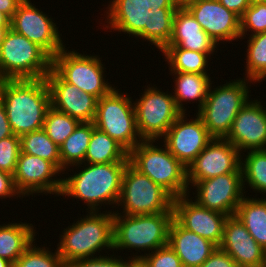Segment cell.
I'll return each mask as SVG.
<instances>
[{"label": "cell", "mask_w": 266, "mask_h": 267, "mask_svg": "<svg viewBox=\"0 0 266 267\" xmlns=\"http://www.w3.org/2000/svg\"><path fill=\"white\" fill-rule=\"evenodd\" d=\"M0 98L16 136L43 128L51 95L46 78L0 80Z\"/></svg>", "instance_id": "6da1fadb"}, {"label": "cell", "mask_w": 266, "mask_h": 267, "mask_svg": "<svg viewBox=\"0 0 266 267\" xmlns=\"http://www.w3.org/2000/svg\"><path fill=\"white\" fill-rule=\"evenodd\" d=\"M129 162L104 164L80 163L74 175L62 178L60 195L83 200L88 206L87 212L100 211L102 205H111L115 210L121 194L122 177ZM84 165V166H81ZM113 205V206H112ZM115 205V206H114ZM99 206V207H98Z\"/></svg>", "instance_id": "7a4b0ae2"}, {"label": "cell", "mask_w": 266, "mask_h": 267, "mask_svg": "<svg viewBox=\"0 0 266 267\" xmlns=\"http://www.w3.org/2000/svg\"><path fill=\"white\" fill-rule=\"evenodd\" d=\"M138 38L154 44L156 48H183L214 53L219 47L185 7L160 11L138 33Z\"/></svg>", "instance_id": "3957f363"}, {"label": "cell", "mask_w": 266, "mask_h": 267, "mask_svg": "<svg viewBox=\"0 0 266 267\" xmlns=\"http://www.w3.org/2000/svg\"><path fill=\"white\" fill-rule=\"evenodd\" d=\"M105 212V213H103ZM88 211L72 225L62 231L57 251L63 263L97 257V252L113 250V212Z\"/></svg>", "instance_id": "277c9868"}, {"label": "cell", "mask_w": 266, "mask_h": 267, "mask_svg": "<svg viewBox=\"0 0 266 267\" xmlns=\"http://www.w3.org/2000/svg\"><path fill=\"white\" fill-rule=\"evenodd\" d=\"M173 213L113 214V250L153 252L168 244ZM141 250V251H140Z\"/></svg>", "instance_id": "5b68a950"}, {"label": "cell", "mask_w": 266, "mask_h": 267, "mask_svg": "<svg viewBox=\"0 0 266 267\" xmlns=\"http://www.w3.org/2000/svg\"><path fill=\"white\" fill-rule=\"evenodd\" d=\"M157 141H141L129 152V163L140 173L166 190L174 199L190 192L187 169L164 148L154 145Z\"/></svg>", "instance_id": "8992f818"}, {"label": "cell", "mask_w": 266, "mask_h": 267, "mask_svg": "<svg viewBox=\"0 0 266 267\" xmlns=\"http://www.w3.org/2000/svg\"><path fill=\"white\" fill-rule=\"evenodd\" d=\"M52 58L37 44L8 28L0 47V80L46 78Z\"/></svg>", "instance_id": "52a82bcc"}, {"label": "cell", "mask_w": 266, "mask_h": 267, "mask_svg": "<svg viewBox=\"0 0 266 267\" xmlns=\"http://www.w3.org/2000/svg\"><path fill=\"white\" fill-rule=\"evenodd\" d=\"M249 83L253 81L236 78L216 88L211 84L206 100L196 114L213 138H225L229 134L237 113L250 99Z\"/></svg>", "instance_id": "ba28073f"}, {"label": "cell", "mask_w": 266, "mask_h": 267, "mask_svg": "<svg viewBox=\"0 0 266 267\" xmlns=\"http://www.w3.org/2000/svg\"><path fill=\"white\" fill-rule=\"evenodd\" d=\"M114 88L108 95L98 99L94 126L115 139L128 152L141 141L133 99Z\"/></svg>", "instance_id": "9c48e42d"}, {"label": "cell", "mask_w": 266, "mask_h": 267, "mask_svg": "<svg viewBox=\"0 0 266 267\" xmlns=\"http://www.w3.org/2000/svg\"><path fill=\"white\" fill-rule=\"evenodd\" d=\"M174 198L146 175L127 164L123 177L121 194L117 206L123 212L113 214L143 215L173 213Z\"/></svg>", "instance_id": "30bf717a"}, {"label": "cell", "mask_w": 266, "mask_h": 267, "mask_svg": "<svg viewBox=\"0 0 266 267\" xmlns=\"http://www.w3.org/2000/svg\"><path fill=\"white\" fill-rule=\"evenodd\" d=\"M72 50V51H71ZM63 48L52 58V68L68 83L79 90L100 99L114 88L108 82L104 72L105 65L98 55H85L71 49ZM106 79V81H105ZM113 86V87H112Z\"/></svg>", "instance_id": "8fae6325"}, {"label": "cell", "mask_w": 266, "mask_h": 267, "mask_svg": "<svg viewBox=\"0 0 266 267\" xmlns=\"http://www.w3.org/2000/svg\"><path fill=\"white\" fill-rule=\"evenodd\" d=\"M170 92L154 86L146 87L143 94L133 101L139 135L143 141H158L182 114Z\"/></svg>", "instance_id": "7c38bea8"}, {"label": "cell", "mask_w": 266, "mask_h": 267, "mask_svg": "<svg viewBox=\"0 0 266 267\" xmlns=\"http://www.w3.org/2000/svg\"><path fill=\"white\" fill-rule=\"evenodd\" d=\"M35 6L31 0H23L10 19V28L37 44L53 58L66 44L53 18Z\"/></svg>", "instance_id": "4fadbf2b"}, {"label": "cell", "mask_w": 266, "mask_h": 267, "mask_svg": "<svg viewBox=\"0 0 266 267\" xmlns=\"http://www.w3.org/2000/svg\"><path fill=\"white\" fill-rule=\"evenodd\" d=\"M195 189V201L209 210L233 216L241 200L246 196L242 172L219 175L191 185ZM195 187V188H194Z\"/></svg>", "instance_id": "5bb4252c"}, {"label": "cell", "mask_w": 266, "mask_h": 267, "mask_svg": "<svg viewBox=\"0 0 266 267\" xmlns=\"http://www.w3.org/2000/svg\"><path fill=\"white\" fill-rule=\"evenodd\" d=\"M61 172L49 161L20 152L13 174L14 184L22 198L39 193L55 194L59 197L62 178ZM53 177V178H52ZM27 195V196H26Z\"/></svg>", "instance_id": "9a60e30c"}, {"label": "cell", "mask_w": 266, "mask_h": 267, "mask_svg": "<svg viewBox=\"0 0 266 267\" xmlns=\"http://www.w3.org/2000/svg\"><path fill=\"white\" fill-rule=\"evenodd\" d=\"M241 153L225 138H213L187 168L188 187L223 174L242 172Z\"/></svg>", "instance_id": "2e32d148"}, {"label": "cell", "mask_w": 266, "mask_h": 267, "mask_svg": "<svg viewBox=\"0 0 266 267\" xmlns=\"http://www.w3.org/2000/svg\"><path fill=\"white\" fill-rule=\"evenodd\" d=\"M185 115L177 118L162 139L169 152L187 169L213 137L197 114L191 120Z\"/></svg>", "instance_id": "e0dca14e"}, {"label": "cell", "mask_w": 266, "mask_h": 267, "mask_svg": "<svg viewBox=\"0 0 266 267\" xmlns=\"http://www.w3.org/2000/svg\"><path fill=\"white\" fill-rule=\"evenodd\" d=\"M106 8L105 30L138 38V33L163 11V0H111Z\"/></svg>", "instance_id": "ac0fdd59"}, {"label": "cell", "mask_w": 266, "mask_h": 267, "mask_svg": "<svg viewBox=\"0 0 266 267\" xmlns=\"http://www.w3.org/2000/svg\"><path fill=\"white\" fill-rule=\"evenodd\" d=\"M251 99L237 113L225 137L241 154L246 150H266V108L258 99Z\"/></svg>", "instance_id": "d6986e66"}, {"label": "cell", "mask_w": 266, "mask_h": 267, "mask_svg": "<svg viewBox=\"0 0 266 267\" xmlns=\"http://www.w3.org/2000/svg\"><path fill=\"white\" fill-rule=\"evenodd\" d=\"M190 192L173 200V218L185 229L220 245L228 215L209 210L190 198Z\"/></svg>", "instance_id": "ffe728a7"}, {"label": "cell", "mask_w": 266, "mask_h": 267, "mask_svg": "<svg viewBox=\"0 0 266 267\" xmlns=\"http://www.w3.org/2000/svg\"><path fill=\"white\" fill-rule=\"evenodd\" d=\"M185 8L217 45L241 39L240 17L218 0H196Z\"/></svg>", "instance_id": "44dd1931"}, {"label": "cell", "mask_w": 266, "mask_h": 267, "mask_svg": "<svg viewBox=\"0 0 266 267\" xmlns=\"http://www.w3.org/2000/svg\"><path fill=\"white\" fill-rule=\"evenodd\" d=\"M51 95V106L79 122H93L98 99L66 82L53 68L46 75Z\"/></svg>", "instance_id": "7402d4cb"}, {"label": "cell", "mask_w": 266, "mask_h": 267, "mask_svg": "<svg viewBox=\"0 0 266 267\" xmlns=\"http://www.w3.org/2000/svg\"><path fill=\"white\" fill-rule=\"evenodd\" d=\"M218 247L230 255L238 267H266V250L254 240L235 215L226 219Z\"/></svg>", "instance_id": "603a6c76"}, {"label": "cell", "mask_w": 266, "mask_h": 267, "mask_svg": "<svg viewBox=\"0 0 266 267\" xmlns=\"http://www.w3.org/2000/svg\"><path fill=\"white\" fill-rule=\"evenodd\" d=\"M168 245L183 267H200L217 246L208 239L183 228L174 218L169 227Z\"/></svg>", "instance_id": "cb8c5ba5"}, {"label": "cell", "mask_w": 266, "mask_h": 267, "mask_svg": "<svg viewBox=\"0 0 266 267\" xmlns=\"http://www.w3.org/2000/svg\"><path fill=\"white\" fill-rule=\"evenodd\" d=\"M174 77L173 97L177 108L186 114L184 102L198 103V111L202 108L212 84L210 74L170 72ZM198 101V102H197Z\"/></svg>", "instance_id": "d4e9b609"}, {"label": "cell", "mask_w": 266, "mask_h": 267, "mask_svg": "<svg viewBox=\"0 0 266 267\" xmlns=\"http://www.w3.org/2000/svg\"><path fill=\"white\" fill-rule=\"evenodd\" d=\"M36 230L31 223L12 221L0 225V257L12 264L36 240Z\"/></svg>", "instance_id": "484cf974"}, {"label": "cell", "mask_w": 266, "mask_h": 267, "mask_svg": "<svg viewBox=\"0 0 266 267\" xmlns=\"http://www.w3.org/2000/svg\"><path fill=\"white\" fill-rule=\"evenodd\" d=\"M246 227L254 240L266 250V203L259 199L245 196L234 214Z\"/></svg>", "instance_id": "4316f807"}, {"label": "cell", "mask_w": 266, "mask_h": 267, "mask_svg": "<svg viewBox=\"0 0 266 267\" xmlns=\"http://www.w3.org/2000/svg\"><path fill=\"white\" fill-rule=\"evenodd\" d=\"M129 152L115 139L95 128L83 163L129 162Z\"/></svg>", "instance_id": "83f0119b"}, {"label": "cell", "mask_w": 266, "mask_h": 267, "mask_svg": "<svg viewBox=\"0 0 266 267\" xmlns=\"http://www.w3.org/2000/svg\"><path fill=\"white\" fill-rule=\"evenodd\" d=\"M95 129L93 122H80L74 132L64 141L60 148L61 173L73 165L84 162L85 155ZM67 168V169H66Z\"/></svg>", "instance_id": "f1b7e54d"}, {"label": "cell", "mask_w": 266, "mask_h": 267, "mask_svg": "<svg viewBox=\"0 0 266 267\" xmlns=\"http://www.w3.org/2000/svg\"><path fill=\"white\" fill-rule=\"evenodd\" d=\"M169 65V72L209 74L208 60L214 53L197 52L183 48H157ZM207 67V68H206Z\"/></svg>", "instance_id": "f546056e"}, {"label": "cell", "mask_w": 266, "mask_h": 267, "mask_svg": "<svg viewBox=\"0 0 266 267\" xmlns=\"http://www.w3.org/2000/svg\"><path fill=\"white\" fill-rule=\"evenodd\" d=\"M21 152L51 162L61 172L60 148L42 128L20 136Z\"/></svg>", "instance_id": "4dcf8cb0"}, {"label": "cell", "mask_w": 266, "mask_h": 267, "mask_svg": "<svg viewBox=\"0 0 266 267\" xmlns=\"http://www.w3.org/2000/svg\"><path fill=\"white\" fill-rule=\"evenodd\" d=\"M246 152L247 155L245 153L241 155L240 166L244 191L246 190V186L248 188L251 187L250 190L252 189L255 193H262L264 198V194L266 193V150H250ZM244 155L243 160L242 156Z\"/></svg>", "instance_id": "1f68e13d"}, {"label": "cell", "mask_w": 266, "mask_h": 267, "mask_svg": "<svg viewBox=\"0 0 266 267\" xmlns=\"http://www.w3.org/2000/svg\"><path fill=\"white\" fill-rule=\"evenodd\" d=\"M244 78L254 83L266 79V32L248 37Z\"/></svg>", "instance_id": "d6a6232c"}, {"label": "cell", "mask_w": 266, "mask_h": 267, "mask_svg": "<svg viewBox=\"0 0 266 267\" xmlns=\"http://www.w3.org/2000/svg\"><path fill=\"white\" fill-rule=\"evenodd\" d=\"M79 123L75 118L59 112L51 106L47 110L43 129L48 137L60 147Z\"/></svg>", "instance_id": "836d02e7"}, {"label": "cell", "mask_w": 266, "mask_h": 267, "mask_svg": "<svg viewBox=\"0 0 266 267\" xmlns=\"http://www.w3.org/2000/svg\"><path fill=\"white\" fill-rule=\"evenodd\" d=\"M33 243L14 262L13 267H67L58 254L49 247L35 246Z\"/></svg>", "instance_id": "e575fe53"}, {"label": "cell", "mask_w": 266, "mask_h": 267, "mask_svg": "<svg viewBox=\"0 0 266 267\" xmlns=\"http://www.w3.org/2000/svg\"><path fill=\"white\" fill-rule=\"evenodd\" d=\"M136 253L133 257L129 256V259L135 262L137 267H183L180 258L168 244L149 254Z\"/></svg>", "instance_id": "d590c367"}, {"label": "cell", "mask_w": 266, "mask_h": 267, "mask_svg": "<svg viewBox=\"0 0 266 267\" xmlns=\"http://www.w3.org/2000/svg\"><path fill=\"white\" fill-rule=\"evenodd\" d=\"M240 31L242 40L246 35L266 32V3H256L247 8L240 17Z\"/></svg>", "instance_id": "8d00e7d4"}, {"label": "cell", "mask_w": 266, "mask_h": 267, "mask_svg": "<svg viewBox=\"0 0 266 267\" xmlns=\"http://www.w3.org/2000/svg\"><path fill=\"white\" fill-rule=\"evenodd\" d=\"M21 152L20 137L9 136L0 140V170L14 174Z\"/></svg>", "instance_id": "74e56055"}, {"label": "cell", "mask_w": 266, "mask_h": 267, "mask_svg": "<svg viewBox=\"0 0 266 267\" xmlns=\"http://www.w3.org/2000/svg\"><path fill=\"white\" fill-rule=\"evenodd\" d=\"M108 256L101 254L93 258H83L71 262L67 267H134L136 265L131 259H123L122 256ZM121 257V258H120Z\"/></svg>", "instance_id": "f35d334b"}, {"label": "cell", "mask_w": 266, "mask_h": 267, "mask_svg": "<svg viewBox=\"0 0 266 267\" xmlns=\"http://www.w3.org/2000/svg\"><path fill=\"white\" fill-rule=\"evenodd\" d=\"M200 267H238L235 260L217 247Z\"/></svg>", "instance_id": "ab89813d"}, {"label": "cell", "mask_w": 266, "mask_h": 267, "mask_svg": "<svg viewBox=\"0 0 266 267\" xmlns=\"http://www.w3.org/2000/svg\"><path fill=\"white\" fill-rule=\"evenodd\" d=\"M8 197L9 199H12V197L16 199L22 196L15 187L13 175L0 170V199Z\"/></svg>", "instance_id": "60d3db41"}, {"label": "cell", "mask_w": 266, "mask_h": 267, "mask_svg": "<svg viewBox=\"0 0 266 267\" xmlns=\"http://www.w3.org/2000/svg\"><path fill=\"white\" fill-rule=\"evenodd\" d=\"M225 8L241 17L250 6L248 0H218Z\"/></svg>", "instance_id": "b9f144b4"}, {"label": "cell", "mask_w": 266, "mask_h": 267, "mask_svg": "<svg viewBox=\"0 0 266 267\" xmlns=\"http://www.w3.org/2000/svg\"><path fill=\"white\" fill-rule=\"evenodd\" d=\"M12 135L13 133L3 105V100L0 98V140Z\"/></svg>", "instance_id": "7bdbcfd3"}, {"label": "cell", "mask_w": 266, "mask_h": 267, "mask_svg": "<svg viewBox=\"0 0 266 267\" xmlns=\"http://www.w3.org/2000/svg\"><path fill=\"white\" fill-rule=\"evenodd\" d=\"M22 1L23 0H0V11L11 19Z\"/></svg>", "instance_id": "ee69618b"}, {"label": "cell", "mask_w": 266, "mask_h": 267, "mask_svg": "<svg viewBox=\"0 0 266 267\" xmlns=\"http://www.w3.org/2000/svg\"><path fill=\"white\" fill-rule=\"evenodd\" d=\"M196 0H163V10L172 7H185L187 4Z\"/></svg>", "instance_id": "f6af8a7d"}, {"label": "cell", "mask_w": 266, "mask_h": 267, "mask_svg": "<svg viewBox=\"0 0 266 267\" xmlns=\"http://www.w3.org/2000/svg\"><path fill=\"white\" fill-rule=\"evenodd\" d=\"M0 27L10 28V18L0 11Z\"/></svg>", "instance_id": "bcb514c9"}, {"label": "cell", "mask_w": 266, "mask_h": 267, "mask_svg": "<svg viewBox=\"0 0 266 267\" xmlns=\"http://www.w3.org/2000/svg\"><path fill=\"white\" fill-rule=\"evenodd\" d=\"M0 267H13V264L8 260L0 257Z\"/></svg>", "instance_id": "7dc6e473"}, {"label": "cell", "mask_w": 266, "mask_h": 267, "mask_svg": "<svg viewBox=\"0 0 266 267\" xmlns=\"http://www.w3.org/2000/svg\"><path fill=\"white\" fill-rule=\"evenodd\" d=\"M8 28L0 27V47Z\"/></svg>", "instance_id": "c3c4849f"}, {"label": "cell", "mask_w": 266, "mask_h": 267, "mask_svg": "<svg viewBox=\"0 0 266 267\" xmlns=\"http://www.w3.org/2000/svg\"><path fill=\"white\" fill-rule=\"evenodd\" d=\"M250 5L256 4V3H266V0H248Z\"/></svg>", "instance_id": "681fc988"}]
</instances>
